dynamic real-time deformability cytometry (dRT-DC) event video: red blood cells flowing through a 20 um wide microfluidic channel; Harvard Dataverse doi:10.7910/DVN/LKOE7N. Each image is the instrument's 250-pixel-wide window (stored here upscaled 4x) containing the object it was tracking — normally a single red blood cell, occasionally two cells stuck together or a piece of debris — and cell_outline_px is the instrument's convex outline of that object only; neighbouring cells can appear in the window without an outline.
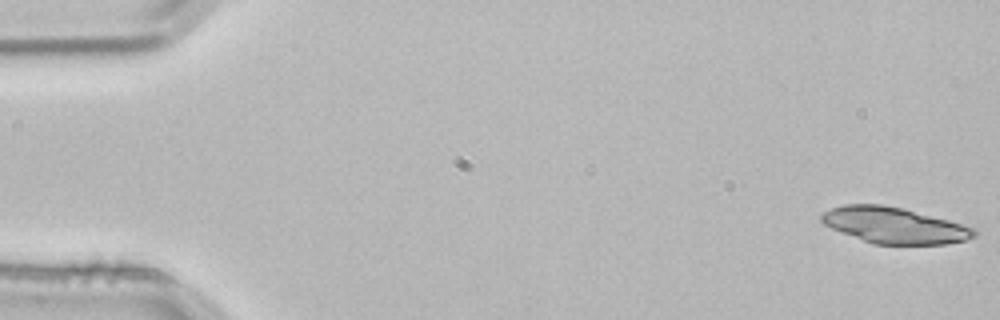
{"species": "common noctule bat (a hibernating species)", "species_latin": "Nyctalus noctula", "temperature_condition": "room temperature", "stored_images_in_passage": 3, "camera_frame_rate_fps": 3000, "um_per_image_px": 0.085, "animal": {"sex": "male", "body_mass_g": 21.5, "forearm_length_mm": 52.0}, "frame": {"image": 1, "passage_image": 1, "time_ms": 0.0, "image_size_px": [1000, 320], "cell_outline_px": [[976, 236], [964, 240], [948, 244], [872, 244], [832, 228], [824, 224], [820, 220], [820, 216], [824, 212], [832, 208], [844, 204], [884, 204], [904, 208], [948, 220], [976, 228]], "centroid_in_image_um": [76.02, 19.15], "position_along_channel_um": 9.0, "area_um2": 32.02}}